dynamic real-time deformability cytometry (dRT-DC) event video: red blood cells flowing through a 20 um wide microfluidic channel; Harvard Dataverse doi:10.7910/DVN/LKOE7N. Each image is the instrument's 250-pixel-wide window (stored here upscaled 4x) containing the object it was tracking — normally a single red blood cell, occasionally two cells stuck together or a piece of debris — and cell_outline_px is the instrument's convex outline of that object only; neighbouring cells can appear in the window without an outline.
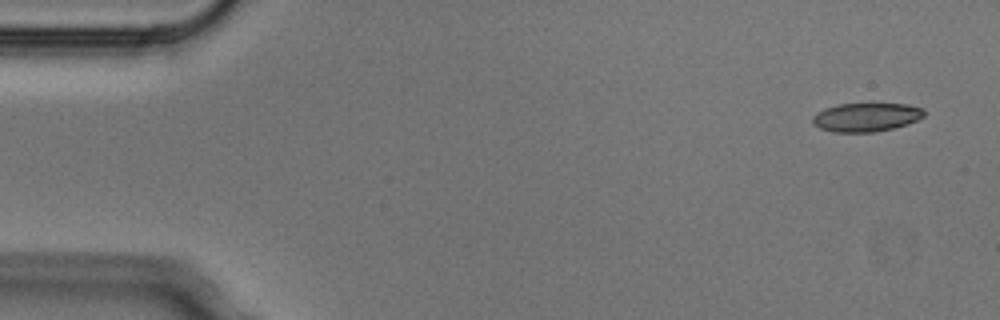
{"species": "Egyptian fruit bat (a non-hibernating species)", "species_latin": "Rousettus aegyptiacus", "temperature_condition": "cold", "stored_images_in_passage": 6, "camera_frame_rate_fps": 3000, "um_per_image_px": 0.085, "animal": {"sex": "male"}, "frame": {"image": 1, "passage_image": 1, "time_ms": 0.0, "image_size_px": [1000, 320], "cell_outline_px": [[924, 116], [908, 124], [876, 132], [832, 132], [820, 128], [812, 124], [812, 116], [816, 112], [824, 108], [840, 104], [868, 100], [872, 100], [908, 104], [924, 108]], "centroid_in_image_um": [73.63, 9.9], "position_along_channel_um": 11.4, "area_um2": 19.77}}
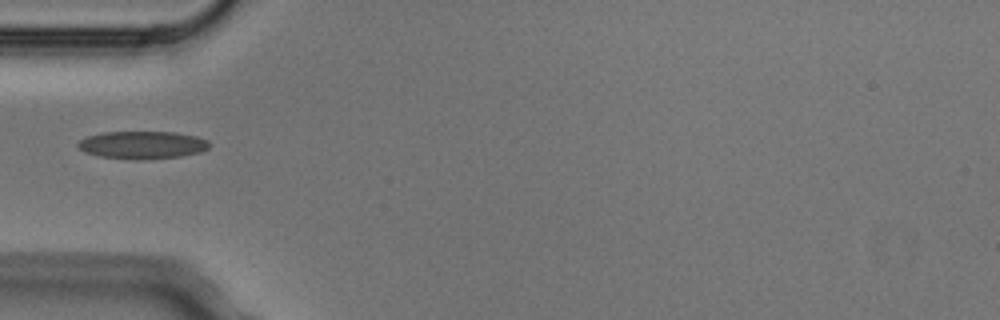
{"frame": {"image": 2, "passage_image": 5, "time_ms": 1.333, "image_size_px": [1000, 320], "cell_outline_px": [[208, 148], [200, 152], [180, 156], [144, 160], [136, 160], [100, 156], [84, 152], [76, 144], [80, 140], [88, 136], [100, 132], [176, 132], [196, 136], [208, 140]], "centroid_in_image_um": [12.09, 12.32], "position_along_channel_um": 72.9, "area_um2": 21.21}}
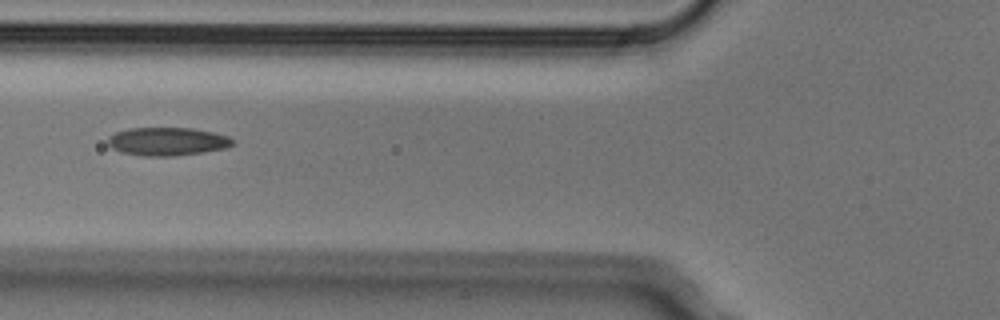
{"frame": {"image": 3, "passage_image": 6, "time_ms": 1.667, "image_size_px": [1000, 320], "cell_outline_px": [[232, 144], [228, 148], [204, 152], [176, 156], [144, 156], [120, 152], [112, 148], [108, 144], [108, 136], [116, 132], [128, 128], [192, 128], [212, 132], [228, 136], [232, 140]], "centroid_in_image_um": [14.2, 12.03], "position_along_channel_um": 111.6, "area_um2": 20.58}}